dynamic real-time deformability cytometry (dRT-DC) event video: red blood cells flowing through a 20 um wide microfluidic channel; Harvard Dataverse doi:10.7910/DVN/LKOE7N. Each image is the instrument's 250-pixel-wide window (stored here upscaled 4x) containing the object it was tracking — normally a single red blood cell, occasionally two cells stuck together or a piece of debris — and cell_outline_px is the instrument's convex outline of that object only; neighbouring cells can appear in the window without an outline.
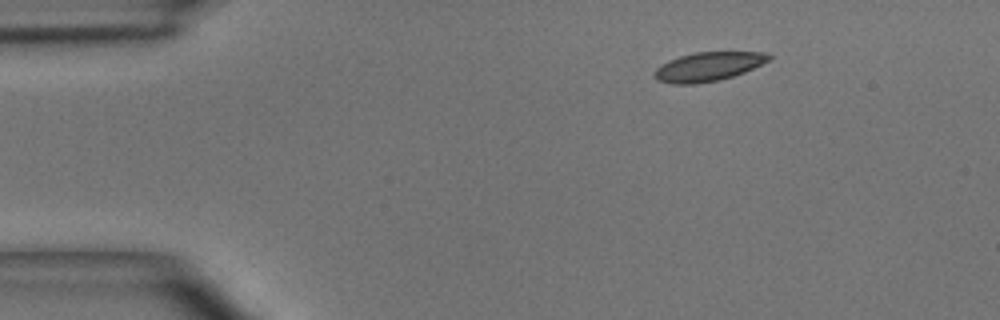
{"species": "common noctule bat (a hibernating species)", "species_latin": "Nyctalus noctula", "temperature_condition": "room temperature", "stored_images_in_passage": 43, "camera_frame_rate_fps": 3000, "um_per_image_px": 0.085, "animal": {"sex": "male", "body_mass_g": 15.6}, "frame": {"image": 1, "passage_image": 1, "time_ms": 0.0, "image_size_px": [1000, 320], "cell_outline_px": [[772, 56], [768, 60], [744, 72], [720, 80], [696, 84], [672, 84], [656, 80], [652, 76], [656, 68], [668, 60], [680, 56], [696, 52], [768, 52]], "centroid_in_image_um": [60.15, 5.67], "position_along_channel_um": 24.9, "area_um2": 19.31}}
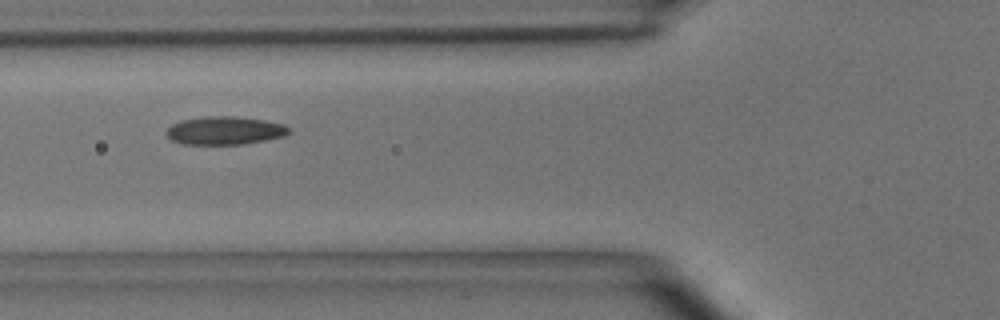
{"frame": {"image": 2, "passage_image": 12, "time_ms": 3.667, "image_size_px": [1000, 320], "cell_outline_px": [[292, 132], [284, 136], [244, 144], [184, 144], [172, 140], [164, 132], [172, 124], [180, 120], [208, 116], [236, 116], [264, 120], [284, 124], [292, 128]], "centroid_in_image_um": [19.14, 11.09], "position_along_channel_um": 106.7, "area_um2": 20.23}}
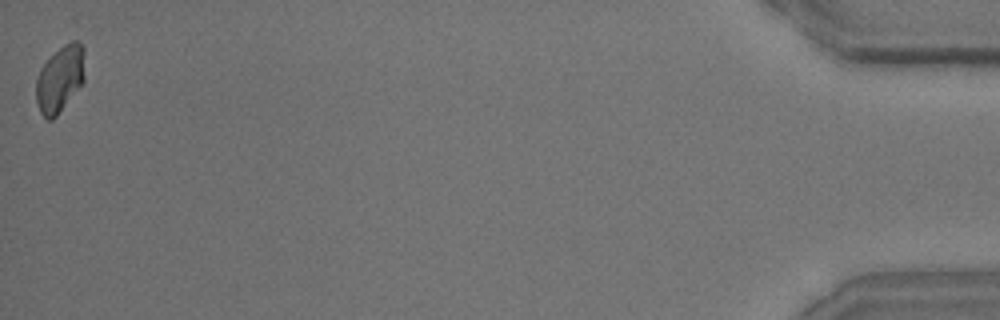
{"frame": {"image": 3, "passage_image": 43, "time_ms": 14.0, "image_size_px": [1000, 320], "cell_outline_px": [[84, 80], [56, 116], [52, 120], [48, 120], [40, 112], [36, 100], [36, 80], [40, 68], [64, 44], [72, 40], [76, 40], [84, 48]], "centroid_in_image_um": [5.09, 6.7], "position_along_channel_um": 430.1, "area_um2": 18.5}, "authors_computed_cell_mechanics": {"area_um2": 19.5364, "velocity_mm_per_s": 4.028, "shape_relaxation_time_tau1_ms": 3.2145, "shape_relaxation_time_tau2_ms": 2.4295, "deformation_change_tau1": 0.1285, "deformation_change_tau2": 0.0853}}